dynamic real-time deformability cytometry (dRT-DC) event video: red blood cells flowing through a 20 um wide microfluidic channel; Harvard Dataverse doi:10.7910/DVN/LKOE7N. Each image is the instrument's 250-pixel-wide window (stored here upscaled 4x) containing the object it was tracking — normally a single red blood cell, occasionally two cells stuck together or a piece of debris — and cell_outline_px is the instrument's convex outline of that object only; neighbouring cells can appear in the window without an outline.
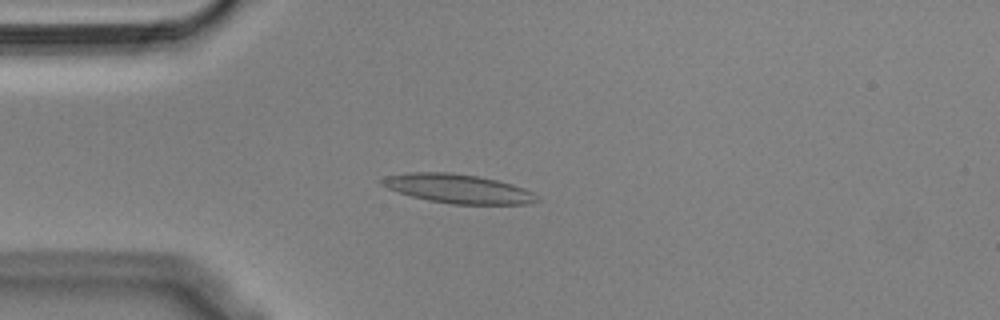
{"species": "Egyptian fruit bat (a non-hibernating species)", "species_latin": "Rousettus aegyptiacus", "temperature_condition": "cold", "stored_images_in_passage": 32, "camera_frame_rate_fps": 3000, "um_per_image_px": 0.085, "animal": {"sex": "male"}, "frame": {"image": 1, "passage_image": 1, "time_ms": 0.0, "image_size_px": [1000, 320], "cell_outline_px": [[540, 200], [528, 204], [452, 204], [428, 200], [412, 196], [388, 188], [380, 184], [380, 180], [384, 176], [408, 172], [452, 172], [476, 176], [496, 180], [512, 184], [536, 192]], "centroid_in_image_um": [38.96, 16.03], "position_along_channel_um": 46.0, "area_um2": 26.3}}
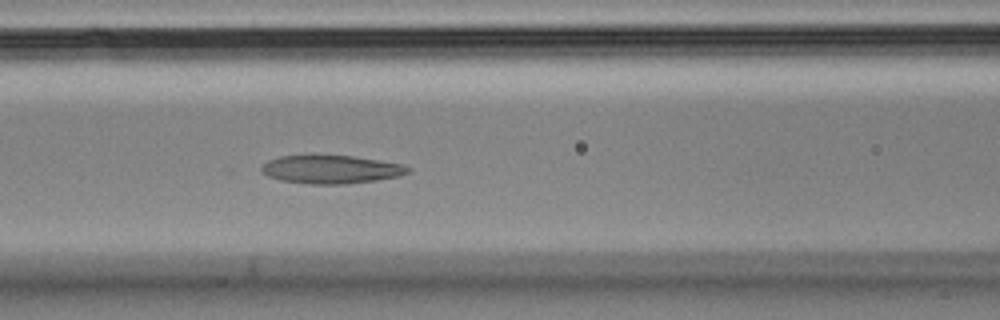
{"frame": {"image": 2, "passage_image": 10, "time_ms": 3.0, "image_size_px": [1000, 320], "cell_outline_px": [[412, 168], [408, 172], [400, 176], [376, 180], [344, 184], [312, 184], [280, 180], [268, 176], [260, 172], [260, 168], [268, 160], [280, 156], [352, 156], [404, 164]], "centroid_in_image_um": [28.15, 14.4], "position_along_channel_um": 138.5, "area_um2": 23.99}}
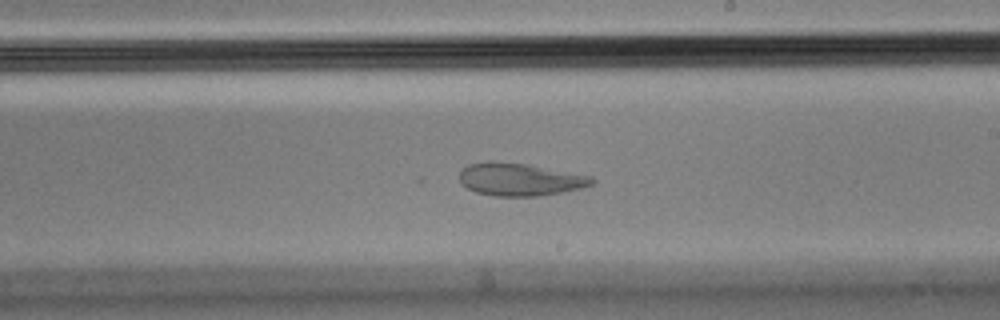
{"frame": {"image": 3, "passage_image": 19, "time_ms": 6.0, "image_size_px": [1000, 320], "cell_outline_px": [[596, 180], [592, 184], [580, 188], [540, 196], [496, 196], [476, 192], [468, 188], [460, 180], [460, 168], [468, 164], [488, 160], [492, 160], [528, 164], [592, 176]], "centroid_in_image_um": [44.17, 15.23], "position_along_channel_um": 244.8, "area_um2": 25.32}}